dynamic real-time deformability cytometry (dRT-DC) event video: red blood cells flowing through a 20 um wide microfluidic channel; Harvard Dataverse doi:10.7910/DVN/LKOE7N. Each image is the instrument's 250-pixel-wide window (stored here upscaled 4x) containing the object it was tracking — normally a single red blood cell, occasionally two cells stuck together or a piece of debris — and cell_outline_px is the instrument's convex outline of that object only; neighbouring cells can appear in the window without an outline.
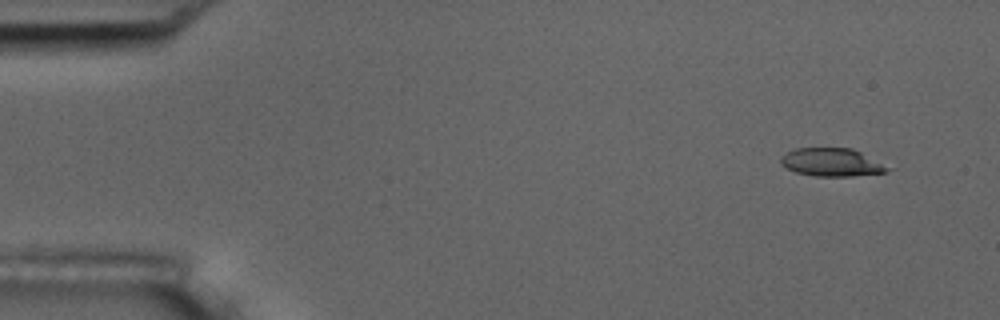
{"species": "common noctule bat (a hibernating species)", "species_latin": "Nyctalus noctula", "temperature_condition": "room temperature", "stored_images_in_passage": 5, "camera_frame_rate_fps": 3000, "um_per_image_px": 0.085, "animal": {"sex": "male", "body_mass_g": 17.5, "forearm_length_mm": 52.3}, "frame": {"image": 1, "passage_image": 1, "time_ms": 0.0, "image_size_px": [1000, 320], "cell_outline_px": [[896, 168], [888, 172], [852, 176], [816, 176], [796, 172], [780, 164], [780, 156], [796, 148], [852, 148]], "centroid_in_image_um": [70.78, 13.8], "position_along_channel_um": 14.2, "area_um2": 17.74}}
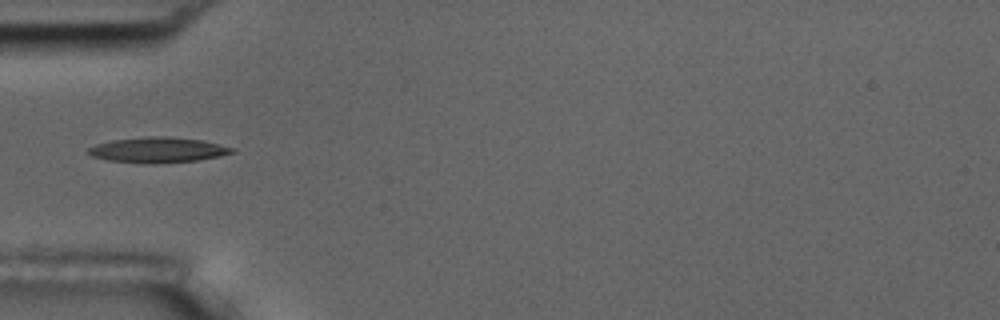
{"frame": {"image": 2, "passage_image": 5, "time_ms": 4.667, "image_size_px": [1000, 320], "cell_outline_px": [[236, 152], [220, 156], [196, 160], [156, 164], [152, 164], [108, 160], [92, 156], [88, 152], [88, 148], [96, 144], [112, 140], [148, 136], [164, 136], [200, 140], [232, 148]], "centroid_in_image_um": [13.39, 12.75], "position_along_channel_um": 71.6, "area_um2": 20.98}}